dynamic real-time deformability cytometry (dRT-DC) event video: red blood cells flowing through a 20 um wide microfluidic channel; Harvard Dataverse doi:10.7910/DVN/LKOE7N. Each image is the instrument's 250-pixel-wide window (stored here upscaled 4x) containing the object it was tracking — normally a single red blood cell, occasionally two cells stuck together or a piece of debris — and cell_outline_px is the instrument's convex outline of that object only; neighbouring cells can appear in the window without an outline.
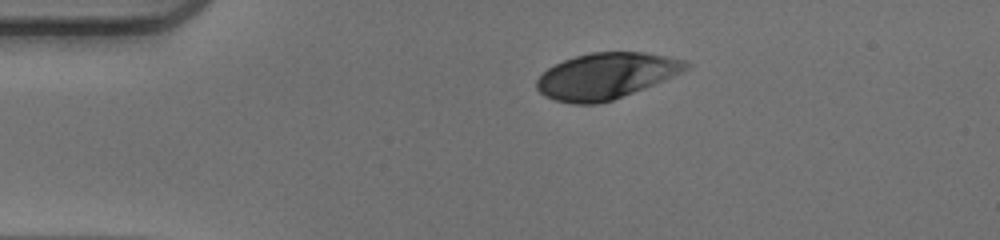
{"species": "human", "species_latin": "Homo sapiens", "temperature_condition": "warm", "stored_images_in_passage": 42, "camera_frame_rate_fps": 3000, "um_per_image_px": 0.085, "donor": {"sex": "male"}, "frame": {"image": 1, "passage_image": 1, "time_ms": 0.0, "image_size_px": [1000, 240], "cell_outline_px": [[692, 64], [684, 72], [644, 88], [612, 100], [596, 104], [572, 104], [556, 100], [544, 96], [536, 88], [536, 80], [548, 68], [564, 60], [576, 56], [592, 52], [644, 52], [688, 60]], "centroid_in_image_um": [51.54, 6.45], "position_along_channel_um": 33.5, "area_um2": 40.0}}
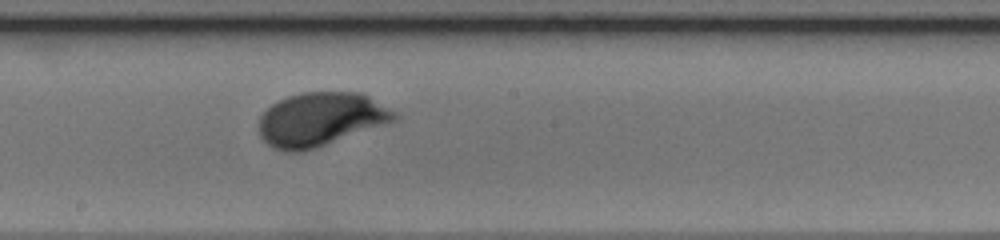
{"frame": {"image": 2, "passage_image": 19, "time_ms": 6.0, "image_size_px": [1000, 240], "cell_outline_px": [[400, 116], [396, 120], [304, 152], [288, 152], [272, 148], [260, 136], [260, 116], [272, 104], [288, 96], [304, 92], [360, 92], [368, 96], [396, 112]], "centroid_in_image_um": [27.25, 10.14], "position_along_channel_um": 221.0, "area_um2": 42.08}}
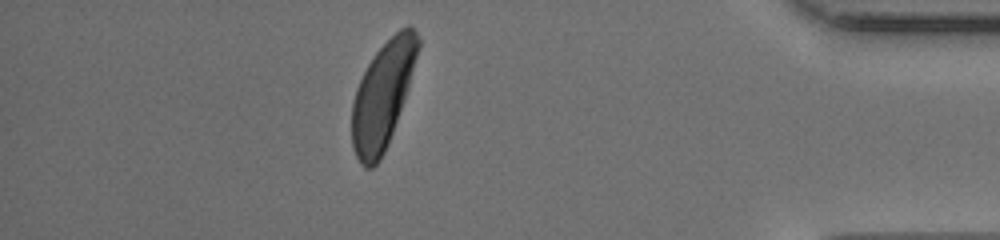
{"frame": {"image": 3, "passage_image": 36, "time_ms": 11.667, "image_size_px": [1000, 240], "cell_outline_px": [[420, 44], [408, 88], [388, 144], [380, 160], [372, 168], [364, 168], [360, 164], [352, 148], [352, 104], [356, 88], [368, 64], [376, 52], [400, 28], [408, 24], [416, 32], [420, 40]], "centroid_in_image_um": [32.51, 8.12], "position_along_channel_um": 402.7, "area_um2": 40.46}, "authors_computed_cell_mechanics": {"area_um2": 40.9802, "velocity_mm_per_s": 3.9452, "shape_relaxation_time_tau1_ms": 3.1058, "shape_relaxation_time_tau2_ms": null, "deformation_change_tau1": 0.1835, "deformation_change_tau2": null}}